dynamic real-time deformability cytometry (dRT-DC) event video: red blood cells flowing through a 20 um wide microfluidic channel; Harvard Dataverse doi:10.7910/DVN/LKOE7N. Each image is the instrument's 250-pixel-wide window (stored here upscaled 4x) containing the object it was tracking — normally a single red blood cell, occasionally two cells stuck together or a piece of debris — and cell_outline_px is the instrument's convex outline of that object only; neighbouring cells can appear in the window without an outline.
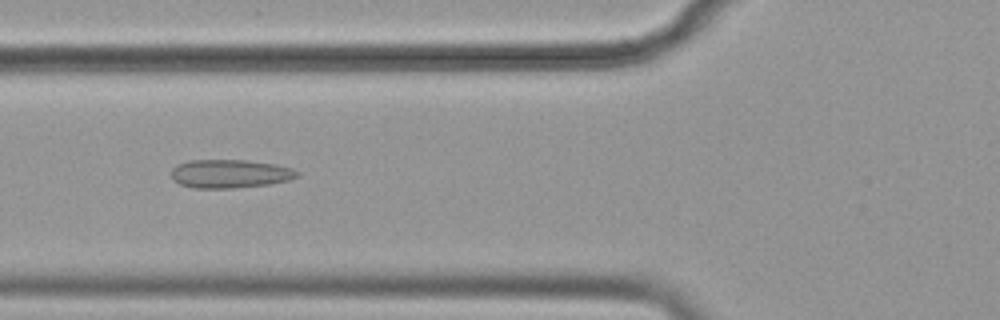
{"species": "common noctule bat (a hibernating species)", "species_latin": "Nyctalus noctula", "temperature_condition": "cold", "stored_images_in_passage": 55, "camera_frame_rate_fps": 3000, "um_per_image_px": 0.085, "animal": {"sex": "female", "body_mass_g": 19.9}, "frame": {"image": 1, "passage_image": 20, "time_ms": 6.333, "image_size_px": [1000, 320], "cell_outline_px": [[300, 176], [288, 180], [268, 184], [232, 188], [192, 188], [180, 184], [172, 180], [172, 168], [176, 164], [188, 160], [248, 160], [276, 164], [292, 168], [300, 172]], "centroid_in_image_um": [19.54, 14.76], "position_along_channel_um": 106.3, "area_um2": 21.1}}
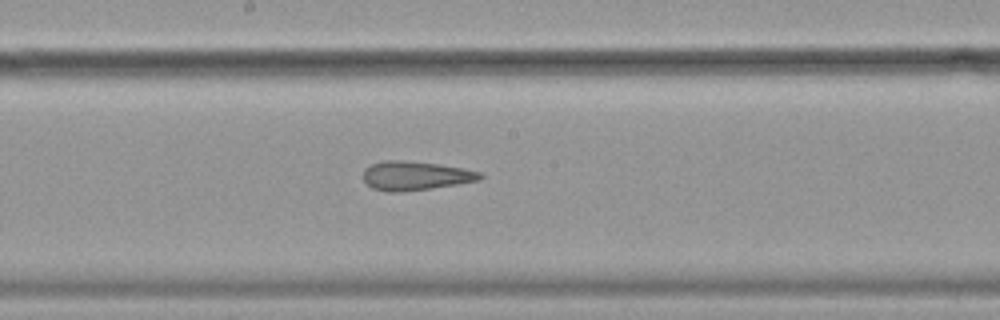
{"frame": {"image": 2, "passage_image": 29, "time_ms": 9.333, "image_size_px": [1000, 320], "cell_outline_px": [[484, 176], [480, 180], [432, 188], [400, 192], [388, 192], [372, 188], [364, 180], [364, 168], [372, 164], [384, 160], [404, 160], [440, 164], [464, 168], [480, 172]], "centroid_in_image_um": [35.31, 14.93], "position_along_channel_um": 212.9, "area_um2": 19.77}}
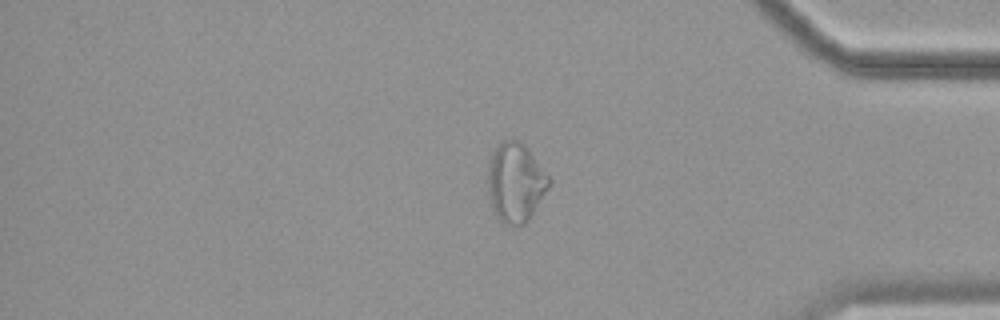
{"frame": {"image": 3, "passage_image": 46, "time_ms": 15.0, "image_size_px": [1000, 320], "cell_outline_px": [[552, 184], [528, 220], [524, 224], [508, 224], [500, 220], [496, 216], [488, 196], [488, 160], [492, 148], [504, 140], [512, 136], [520, 140], [528, 148], [552, 180]], "centroid_in_image_um": [43.81, 15.43], "position_along_channel_um": 391.4, "area_um2": 28.73}, "authors_computed_cell_mechanics": {"area_um2": 22.6576, "velocity_mm_per_s": 3.5567, "shape_relaxation_time_tau1_ms": null, "shape_relaxation_time_tau2_ms": 3.3382, "deformation_change_tau1": null, "deformation_change_tau2": 0.1015}}